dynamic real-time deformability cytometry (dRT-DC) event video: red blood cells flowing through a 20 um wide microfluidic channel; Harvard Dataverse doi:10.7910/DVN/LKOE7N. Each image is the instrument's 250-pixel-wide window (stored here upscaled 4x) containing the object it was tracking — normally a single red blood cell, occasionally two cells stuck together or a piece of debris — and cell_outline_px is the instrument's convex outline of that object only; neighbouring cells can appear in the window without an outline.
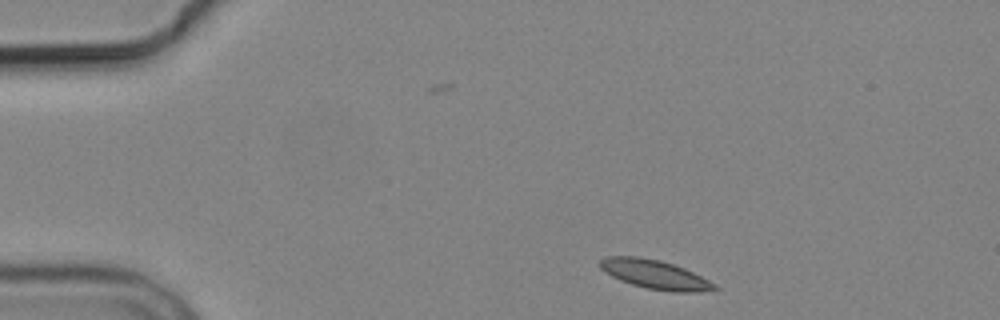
{"species": "common noctule bat (a hibernating species)", "species_latin": "Nyctalus noctula", "temperature_condition": "cold", "stored_images_in_passage": 3, "camera_frame_rate_fps": 3000, "um_per_image_px": 0.085, "animal": {"sex": "male", "body_mass_g": 19.2, "forearm_length_mm": 51.8}, "frame": {"image": 1, "passage_image": 1, "time_ms": 0.0, "image_size_px": [1000, 320], "cell_outline_px": [[720, 288], [696, 292], [672, 292], [648, 288], [632, 284], [620, 280], [604, 272], [600, 268], [600, 260], [608, 256], [636, 256], [660, 260], [684, 268], [716, 284]], "centroid_in_image_um": [55.65, 23.33], "position_along_channel_um": 29.3, "area_um2": 19.13}}